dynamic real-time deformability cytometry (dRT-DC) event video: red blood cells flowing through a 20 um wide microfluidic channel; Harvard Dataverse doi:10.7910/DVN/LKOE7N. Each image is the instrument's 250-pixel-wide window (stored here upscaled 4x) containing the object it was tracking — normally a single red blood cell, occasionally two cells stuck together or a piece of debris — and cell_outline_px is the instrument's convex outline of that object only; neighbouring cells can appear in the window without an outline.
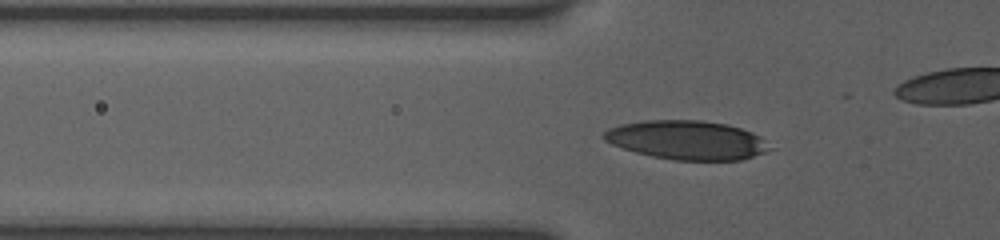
{"species": "human", "species_latin": "Homo sapiens", "temperature_condition": "room temperature", "stored_images_in_passage": 30, "camera_frame_rate_fps": 3000, "um_per_image_px": 0.085, "donor": {"sex": "female"}, "frame": {"image": 1, "passage_image": 10, "time_ms": 5.333, "image_size_px": [1000, 240], "cell_outline_px": [[772, 148], [764, 152], [740, 160], [672, 160], [652, 156], [636, 152], [612, 144], [604, 140], [600, 136], [608, 128], [620, 124], [644, 120], [700, 120], [728, 124], [752, 132], [760, 136]], "centroid_in_image_um": [58.36, 11.89], "position_along_channel_um": 67.4, "area_um2": 37.63}}
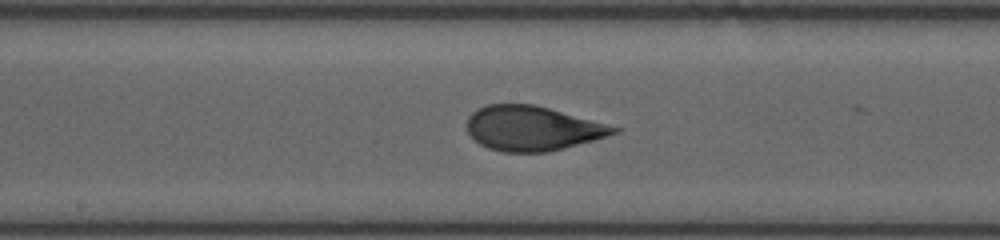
{"frame": {"image": 2, "passage_image": 19, "time_ms": 9.0, "image_size_px": [1000, 240], "cell_outline_px": [[620, 132], [564, 148], [548, 152], [504, 152], [488, 148], [480, 144], [468, 132], [468, 116], [476, 108], [488, 104], [532, 104], [548, 108], [620, 128]], "centroid_in_image_um": [45.21, 10.91], "position_along_channel_um": 203.0, "area_um2": 37.69}}
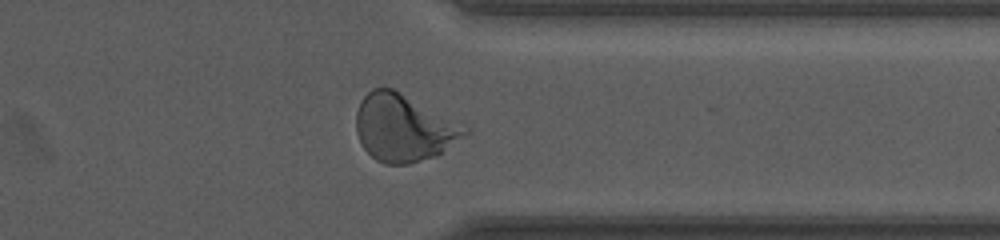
{"frame": {"image": 3, "passage_image": 28, "time_ms": 13.667, "image_size_px": [1000, 240], "cell_outline_px": [[472, 132], [436, 156], [408, 164], [384, 164], [376, 160], [364, 148], [356, 132], [356, 112], [360, 100], [372, 88], [392, 88], [400, 92], [468, 128]], "centroid_in_image_um": [34.29, 10.89], "position_along_channel_um": 377.1, "area_um2": 42.14}}